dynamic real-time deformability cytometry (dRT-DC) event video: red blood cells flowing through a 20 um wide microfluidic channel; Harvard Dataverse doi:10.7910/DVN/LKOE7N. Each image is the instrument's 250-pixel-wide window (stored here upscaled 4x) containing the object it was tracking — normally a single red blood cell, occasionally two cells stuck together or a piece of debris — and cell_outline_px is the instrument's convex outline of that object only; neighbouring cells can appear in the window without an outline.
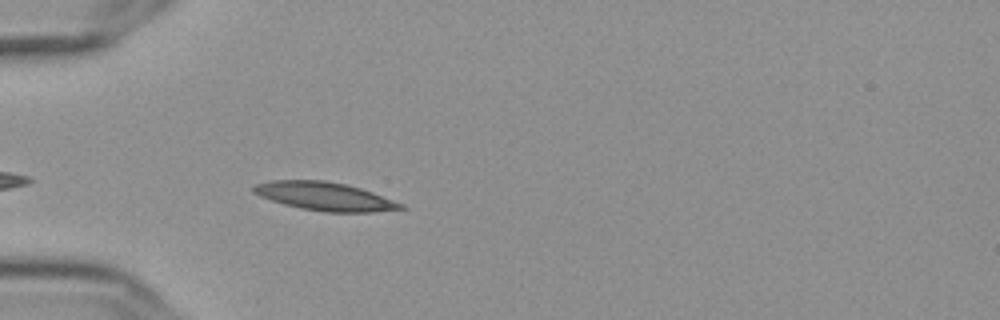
{"species": "Egyptian fruit bat (a non-hibernating species)", "species_latin": "Rousettus aegyptiacus", "temperature_condition": "cold", "stored_images_in_passage": 31, "camera_frame_rate_fps": 3000, "um_per_image_px": 0.085, "frame": {"image": 1, "passage_image": 4, "time_ms": 1.0, "image_size_px": [1000, 320], "cell_outline_px": [[408, 208], [372, 212], [324, 212], [300, 208], [284, 204], [260, 196], [252, 192], [252, 188], [256, 184], [272, 180], [324, 180], [344, 184], [360, 188], [372, 192], [404, 204]], "centroid_in_image_um": [27.61, 16.69], "position_along_channel_um": 57.4, "area_um2": 24.22}}
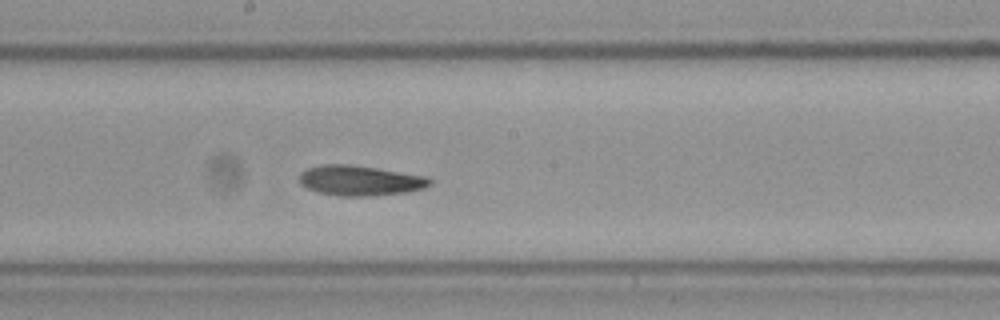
{"frame": {"image": 2, "passage_image": 18, "time_ms": 5.667, "image_size_px": [1000, 320], "cell_outline_px": [[432, 184], [424, 188], [408, 192], [372, 196], [336, 196], [320, 192], [308, 188], [300, 184], [300, 172], [308, 168], [324, 164], [348, 164], [376, 168], [428, 176], [432, 180]], "centroid_in_image_um": [30.64, 15.35], "position_along_channel_um": 217.6, "area_um2": 23.0}}
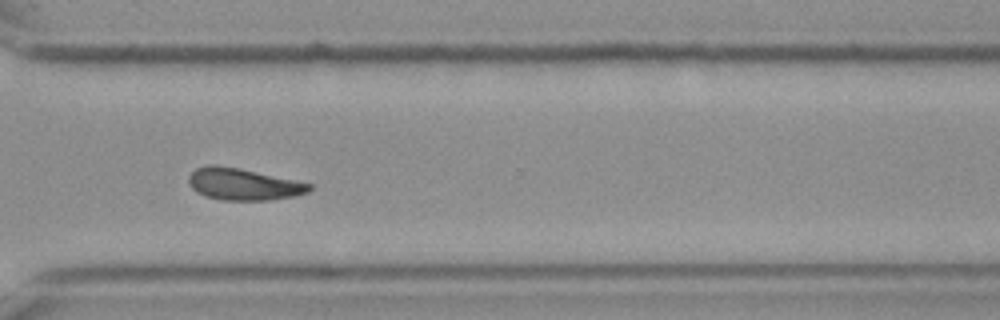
{"frame": {"image": 3, "passage_image": 29, "time_ms": 9.333, "image_size_px": [1000, 320], "cell_outline_px": [[312, 188], [308, 192], [296, 196], [268, 200], [224, 200], [204, 196], [196, 192], [188, 184], [188, 176], [196, 168], [208, 164], [216, 164], [240, 168], [296, 180], [312, 184]], "centroid_in_image_um": [20.66, 15.65], "position_along_channel_um": 349.9, "area_um2": 22.6}, "authors_computed_cell_mechanics": {"area_um2": 22.7154, "velocity_mm_per_s": 3.6143, "shape_relaxation_time_tau1_ms": null, "shape_relaxation_time_tau2_ms": 7.0945, "deformation_change_tau1": null, "deformation_change_tau2": 0.1345}}